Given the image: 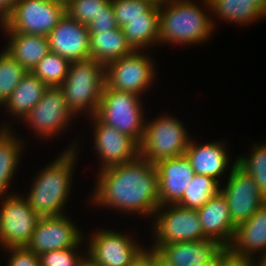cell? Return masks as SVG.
<instances>
[{
    "instance_id": "6",
    "label": "cell",
    "mask_w": 266,
    "mask_h": 266,
    "mask_svg": "<svg viewBox=\"0 0 266 266\" xmlns=\"http://www.w3.org/2000/svg\"><path fill=\"white\" fill-rule=\"evenodd\" d=\"M140 97L142 96L104 86L95 116L140 144L146 124Z\"/></svg>"
},
{
    "instance_id": "31",
    "label": "cell",
    "mask_w": 266,
    "mask_h": 266,
    "mask_svg": "<svg viewBox=\"0 0 266 266\" xmlns=\"http://www.w3.org/2000/svg\"><path fill=\"white\" fill-rule=\"evenodd\" d=\"M28 71L8 52L0 53V106L3 107L15 87Z\"/></svg>"
},
{
    "instance_id": "23",
    "label": "cell",
    "mask_w": 266,
    "mask_h": 266,
    "mask_svg": "<svg viewBox=\"0 0 266 266\" xmlns=\"http://www.w3.org/2000/svg\"><path fill=\"white\" fill-rule=\"evenodd\" d=\"M48 88L36 75L28 72L3 106L13 118L17 117V119L22 120L40 101Z\"/></svg>"
},
{
    "instance_id": "11",
    "label": "cell",
    "mask_w": 266,
    "mask_h": 266,
    "mask_svg": "<svg viewBox=\"0 0 266 266\" xmlns=\"http://www.w3.org/2000/svg\"><path fill=\"white\" fill-rule=\"evenodd\" d=\"M124 234L110 230V228L91 233L89 248L85 252L87 264L90 266H130L144 248L138 240H133L128 234Z\"/></svg>"
},
{
    "instance_id": "16",
    "label": "cell",
    "mask_w": 266,
    "mask_h": 266,
    "mask_svg": "<svg viewBox=\"0 0 266 266\" xmlns=\"http://www.w3.org/2000/svg\"><path fill=\"white\" fill-rule=\"evenodd\" d=\"M47 37L49 50L70 62L90 58V33L87 25L71 19L67 14Z\"/></svg>"
},
{
    "instance_id": "24",
    "label": "cell",
    "mask_w": 266,
    "mask_h": 266,
    "mask_svg": "<svg viewBox=\"0 0 266 266\" xmlns=\"http://www.w3.org/2000/svg\"><path fill=\"white\" fill-rule=\"evenodd\" d=\"M133 51L120 27L104 32L90 33V58L104 65L130 55Z\"/></svg>"
},
{
    "instance_id": "41",
    "label": "cell",
    "mask_w": 266,
    "mask_h": 266,
    "mask_svg": "<svg viewBox=\"0 0 266 266\" xmlns=\"http://www.w3.org/2000/svg\"><path fill=\"white\" fill-rule=\"evenodd\" d=\"M266 15V0H251Z\"/></svg>"
},
{
    "instance_id": "37",
    "label": "cell",
    "mask_w": 266,
    "mask_h": 266,
    "mask_svg": "<svg viewBox=\"0 0 266 266\" xmlns=\"http://www.w3.org/2000/svg\"><path fill=\"white\" fill-rule=\"evenodd\" d=\"M256 258L239 255L224 247L217 255V266H258Z\"/></svg>"
},
{
    "instance_id": "35",
    "label": "cell",
    "mask_w": 266,
    "mask_h": 266,
    "mask_svg": "<svg viewBox=\"0 0 266 266\" xmlns=\"http://www.w3.org/2000/svg\"><path fill=\"white\" fill-rule=\"evenodd\" d=\"M87 27L89 33L104 32L118 27L111 1L105 6L104 11L100 12Z\"/></svg>"
},
{
    "instance_id": "1",
    "label": "cell",
    "mask_w": 266,
    "mask_h": 266,
    "mask_svg": "<svg viewBox=\"0 0 266 266\" xmlns=\"http://www.w3.org/2000/svg\"><path fill=\"white\" fill-rule=\"evenodd\" d=\"M98 173L91 196L95 206L114 208L125 214L127 211L143 217L154 216L159 207L158 171L154 163L139 156Z\"/></svg>"
},
{
    "instance_id": "42",
    "label": "cell",
    "mask_w": 266,
    "mask_h": 266,
    "mask_svg": "<svg viewBox=\"0 0 266 266\" xmlns=\"http://www.w3.org/2000/svg\"><path fill=\"white\" fill-rule=\"evenodd\" d=\"M259 256H261V257H259ZM258 266H266V254H264V255H258Z\"/></svg>"
},
{
    "instance_id": "3",
    "label": "cell",
    "mask_w": 266,
    "mask_h": 266,
    "mask_svg": "<svg viewBox=\"0 0 266 266\" xmlns=\"http://www.w3.org/2000/svg\"><path fill=\"white\" fill-rule=\"evenodd\" d=\"M201 2L207 10L190 0H170L159 5V45H196L210 39L216 24L212 16H208L211 13L209 1Z\"/></svg>"
},
{
    "instance_id": "25",
    "label": "cell",
    "mask_w": 266,
    "mask_h": 266,
    "mask_svg": "<svg viewBox=\"0 0 266 266\" xmlns=\"http://www.w3.org/2000/svg\"><path fill=\"white\" fill-rule=\"evenodd\" d=\"M12 131L7 125L2 124L0 128V195L8 194L9 184L16 174L25 144Z\"/></svg>"
},
{
    "instance_id": "44",
    "label": "cell",
    "mask_w": 266,
    "mask_h": 266,
    "mask_svg": "<svg viewBox=\"0 0 266 266\" xmlns=\"http://www.w3.org/2000/svg\"><path fill=\"white\" fill-rule=\"evenodd\" d=\"M199 266H217V257L212 262L207 263V264H202Z\"/></svg>"
},
{
    "instance_id": "40",
    "label": "cell",
    "mask_w": 266,
    "mask_h": 266,
    "mask_svg": "<svg viewBox=\"0 0 266 266\" xmlns=\"http://www.w3.org/2000/svg\"><path fill=\"white\" fill-rule=\"evenodd\" d=\"M155 266H173L155 250Z\"/></svg>"
},
{
    "instance_id": "43",
    "label": "cell",
    "mask_w": 266,
    "mask_h": 266,
    "mask_svg": "<svg viewBox=\"0 0 266 266\" xmlns=\"http://www.w3.org/2000/svg\"><path fill=\"white\" fill-rule=\"evenodd\" d=\"M153 4L156 5H163L166 2H169L170 0H150Z\"/></svg>"
},
{
    "instance_id": "12",
    "label": "cell",
    "mask_w": 266,
    "mask_h": 266,
    "mask_svg": "<svg viewBox=\"0 0 266 266\" xmlns=\"http://www.w3.org/2000/svg\"><path fill=\"white\" fill-rule=\"evenodd\" d=\"M74 113L69 109L59 87H49L40 101L22 119L41 139L53 138L69 127Z\"/></svg>"
},
{
    "instance_id": "8",
    "label": "cell",
    "mask_w": 266,
    "mask_h": 266,
    "mask_svg": "<svg viewBox=\"0 0 266 266\" xmlns=\"http://www.w3.org/2000/svg\"><path fill=\"white\" fill-rule=\"evenodd\" d=\"M144 53L134 50L130 55L106 63L105 86L139 96L144 94L154 83L156 74L150 55Z\"/></svg>"
},
{
    "instance_id": "18",
    "label": "cell",
    "mask_w": 266,
    "mask_h": 266,
    "mask_svg": "<svg viewBox=\"0 0 266 266\" xmlns=\"http://www.w3.org/2000/svg\"><path fill=\"white\" fill-rule=\"evenodd\" d=\"M150 248L156 250L173 266H199L212 262L224 246L217 240L201 239L166 245H152Z\"/></svg>"
},
{
    "instance_id": "5",
    "label": "cell",
    "mask_w": 266,
    "mask_h": 266,
    "mask_svg": "<svg viewBox=\"0 0 266 266\" xmlns=\"http://www.w3.org/2000/svg\"><path fill=\"white\" fill-rule=\"evenodd\" d=\"M185 128L182 121L167 113L147 121L140 156L156 164L162 159L184 155L191 140Z\"/></svg>"
},
{
    "instance_id": "14",
    "label": "cell",
    "mask_w": 266,
    "mask_h": 266,
    "mask_svg": "<svg viewBox=\"0 0 266 266\" xmlns=\"http://www.w3.org/2000/svg\"><path fill=\"white\" fill-rule=\"evenodd\" d=\"M66 214L40 217L26 248L36 255L77 246L83 232Z\"/></svg>"
},
{
    "instance_id": "29",
    "label": "cell",
    "mask_w": 266,
    "mask_h": 266,
    "mask_svg": "<svg viewBox=\"0 0 266 266\" xmlns=\"http://www.w3.org/2000/svg\"><path fill=\"white\" fill-rule=\"evenodd\" d=\"M118 27L136 18H159V5L150 0H111Z\"/></svg>"
},
{
    "instance_id": "4",
    "label": "cell",
    "mask_w": 266,
    "mask_h": 266,
    "mask_svg": "<svg viewBox=\"0 0 266 266\" xmlns=\"http://www.w3.org/2000/svg\"><path fill=\"white\" fill-rule=\"evenodd\" d=\"M104 86V64L89 58L71 62L67 77L59 88L75 117L85 112L90 118L97 112Z\"/></svg>"
},
{
    "instance_id": "10",
    "label": "cell",
    "mask_w": 266,
    "mask_h": 266,
    "mask_svg": "<svg viewBox=\"0 0 266 266\" xmlns=\"http://www.w3.org/2000/svg\"><path fill=\"white\" fill-rule=\"evenodd\" d=\"M65 14L58 0H19L4 24L13 32L48 36Z\"/></svg>"
},
{
    "instance_id": "22",
    "label": "cell",
    "mask_w": 266,
    "mask_h": 266,
    "mask_svg": "<svg viewBox=\"0 0 266 266\" xmlns=\"http://www.w3.org/2000/svg\"><path fill=\"white\" fill-rule=\"evenodd\" d=\"M8 34V45L4 48L28 72L50 52L47 36L11 31L5 24L0 26Z\"/></svg>"
},
{
    "instance_id": "7",
    "label": "cell",
    "mask_w": 266,
    "mask_h": 266,
    "mask_svg": "<svg viewBox=\"0 0 266 266\" xmlns=\"http://www.w3.org/2000/svg\"><path fill=\"white\" fill-rule=\"evenodd\" d=\"M22 196L0 195V246L3 249L26 247L40 219L28 199Z\"/></svg>"
},
{
    "instance_id": "13",
    "label": "cell",
    "mask_w": 266,
    "mask_h": 266,
    "mask_svg": "<svg viewBox=\"0 0 266 266\" xmlns=\"http://www.w3.org/2000/svg\"><path fill=\"white\" fill-rule=\"evenodd\" d=\"M231 167L226 186L220 191L228 202L233 224L238 226L265 204L266 198L254 179L236 164V159Z\"/></svg>"
},
{
    "instance_id": "34",
    "label": "cell",
    "mask_w": 266,
    "mask_h": 266,
    "mask_svg": "<svg viewBox=\"0 0 266 266\" xmlns=\"http://www.w3.org/2000/svg\"><path fill=\"white\" fill-rule=\"evenodd\" d=\"M83 240L75 247L48 251L41 255V266H84L87 263L86 255L78 251L82 246ZM80 252V253H79Z\"/></svg>"
},
{
    "instance_id": "20",
    "label": "cell",
    "mask_w": 266,
    "mask_h": 266,
    "mask_svg": "<svg viewBox=\"0 0 266 266\" xmlns=\"http://www.w3.org/2000/svg\"><path fill=\"white\" fill-rule=\"evenodd\" d=\"M223 142H210L197 144L190 140L184 153L192 165L193 171L198 175L213 177L220 183V178L225 175L229 166V155Z\"/></svg>"
},
{
    "instance_id": "30",
    "label": "cell",
    "mask_w": 266,
    "mask_h": 266,
    "mask_svg": "<svg viewBox=\"0 0 266 266\" xmlns=\"http://www.w3.org/2000/svg\"><path fill=\"white\" fill-rule=\"evenodd\" d=\"M70 64L68 59L50 51L31 72L48 87H59L67 77Z\"/></svg>"
},
{
    "instance_id": "32",
    "label": "cell",
    "mask_w": 266,
    "mask_h": 266,
    "mask_svg": "<svg viewBox=\"0 0 266 266\" xmlns=\"http://www.w3.org/2000/svg\"><path fill=\"white\" fill-rule=\"evenodd\" d=\"M260 144L254 145L249 156L237 157L236 164L254 179L266 198V144Z\"/></svg>"
},
{
    "instance_id": "27",
    "label": "cell",
    "mask_w": 266,
    "mask_h": 266,
    "mask_svg": "<svg viewBox=\"0 0 266 266\" xmlns=\"http://www.w3.org/2000/svg\"><path fill=\"white\" fill-rule=\"evenodd\" d=\"M159 25V18H136L121 28L132 49L143 51L159 44Z\"/></svg>"
},
{
    "instance_id": "28",
    "label": "cell",
    "mask_w": 266,
    "mask_h": 266,
    "mask_svg": "<svg viewBox=\"0 0 266 266\" xmlns=\"http://www.w3.org/2000/svg\"><path fill=\"white\" fill-rule=\"evenodd\" d=\"M220 186L213 177L195 174L178 205L197 210L220 191Z\"/></svg>"
},
{
    "instance_id": "39",
    "label": "cell",
    "mask_w": 266,
    "mask_h": 266,
    "mask_svg": "<svg viewBox=\"0 0 266 266\" xmlns=\"http://www.w3.org/2000/svg\"><path fill=\"white\" fill-rule=\"evenodd\" d=\"M18 2L19 0H0V26L10 18Z\"/></svg>"
},
{
    "instance_id": "38",
    "label": "cell",
    "mask_w": 266,
    "mask_h": 266,
    "mask_svg": "<svg viewBox=\"0 0 266 266\" xmlns=\"http://www.w3.org/2000/svg\"><path fill=\"white\" fill-rule=\"evenodd\" d=\"M130 266H155V250L144 247Z\"/></svg>"
},
{
    "instance_id": "21",
    "label": "cell",
    "mask_w": 266,
    "mask_h": 266,
    "mask_svg": "<svg viewBox=\"0 0 266 266\" xmlns=\"http://www.w3.org/2000/svg\"><path fill=\"white\" fill-rule=\"evenodd\" d=\"M233 252L250 256L261 251L266 254V203L246 221L236 226L231 244ZM258 251V252H257Z\"/></svg>"
},
{
    "instance_id": "9",
    "label": "cell",
    "mask_w": 266,
    "mask_h": 266,
    "mask_svg": "<svg viewBox=\"0 0 266 266\" xmlns=\"http://www.w3.org/2000/svg\"><path fill=\"white\" fill-rule=\"evenodd\" d=\"M166 207H168L166 209ZM153 245L208 239L204 233L198 211L178 204L162 205L156 210Z\"/></svg>"
},
{
    "instance_id": "26",
    "label": "cell",
    "mask_w": 266,
    "mask_h": 266,
    "mask_svg": "<svg viewBox=\"0 0 266 266\" xmlns=\"http://www.w3.org/2000/svg\"><path fill=\"white\" fill-rule=\"evenodd\" d=\"M211 13L221 20L242 26L257 21L266 15L251 0H208Z\"/></svg>"
},
{
    "instance_id": "19",
    "label": "cell",
    "mask_w": 266,
    "mask_h": 266,
    "mask_svg": "<svg viewBox=\"0 0 266 266\" xmlns=\"http://www.w3.org/2000/svg\"><path fill=\"white\" fill-rule=\"evenodd\" d=\"M197 211L204 235L228 247L232 242L236 226L231 220L228 202L221 191Z\"/></svg>"
},
{
    "instance_id": "15",
    "label": "cell",
    "mask_w": 266,
    "mask_h": 266,
    "mask_svg": "<svg viewBox=\"0 0 266 266\" xmlns=\"http://www.w3.org/2000/svg\"><path fill=\"white\" fill-rule=\"evenodd\" d=\"M90 120L94 123V147L101 159L99 170L133 161L140 156V144L135 139L104 124L95 115Z\"/></svg>"
},
{
    "instance_id": "36",
    "label": "cell",
    "mask_w": 266,
    "mask_h": 266,
    "mask_svg": "<svg viewBox=\"0 0 266 266\" xmlns=\"http://www.w3.org/2000/svg\"><path fill=\"white\" fill-rule=\"evenodd\" d=\"M4 250L10 252L7 266H41L39 256L26 247L7 248Z\"/></svg>"
},
{
    "instance_id": "17",
    "label": "cell",
    "mask_w": 266,
    "mask_h": 266,
    "mask_svg": "<svg viewBox=\"0 0 266 266\" xmlns=\"http://www.w3.org/2000/svg\"><path fill=\"white\" fill-rule=\"evenodd\" d=\"M159 182V206L178 204L195 175L185 155L166 158L156 164Z\"/></svg>"
},
{
    "instance_id": "2",
    "label": "cell",
    "mask_w": 266,
    "mask_h": 266,
    "mask_svg": "<svg viewBox=\"0 0 266 266\" xmlns=\"http://www.w3.org/2000/svg\"><path fill=\"white\" fill-rule=\"evenodd\" d=\"M77 146L79 145L74 141L54 162L48 163L38 174H35L26 198L31 208L40 217L65 214L63 211L67 205L66 201L69 200L73 169L79 153Z\"/></svg>"
},
{
    "instance_id": "45",
    "label": "cell",
    "mask_w": 266,
    "mask_h": 266,
    "mask_svg": "<svg viewBox=\"0 0 266 266\" xmlns=\"http://www.w3.org/2000/svg\"><path fill=\"white\" fill-rule=\"evenodd\" d=\"M58 1H61L66 4L69 0H58Z\"/></svg>"
},
{
    "instance_id": "33",
    "label": "cell",
    "mask_w": 266,
    "mask_h": 266,
    "mask_svg": "<svg viewBox=\"0 0 266 266\" xmlns=\"http://www.w3.org/2000/svg\"><path fill=\"white\" fill-rule=\"evenodd\" d=\"M111 0H69L66 14L84 25H88Z\"/></svg>"
}]
</instances>
